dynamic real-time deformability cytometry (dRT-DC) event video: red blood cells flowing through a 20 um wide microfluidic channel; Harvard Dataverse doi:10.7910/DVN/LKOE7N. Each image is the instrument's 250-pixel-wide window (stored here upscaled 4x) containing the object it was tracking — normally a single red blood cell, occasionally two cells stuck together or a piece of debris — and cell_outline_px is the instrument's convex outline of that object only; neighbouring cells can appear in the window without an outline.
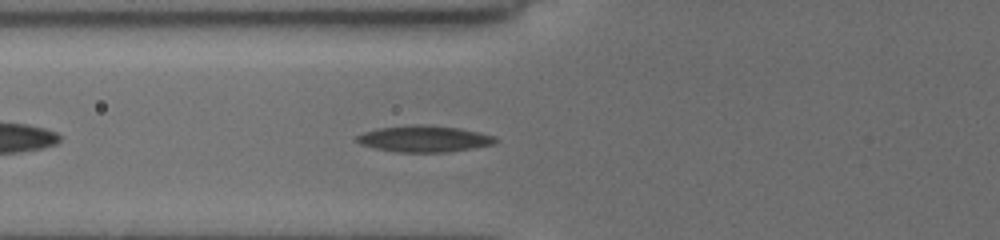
{"species": "common noctule bat (a hibernating species)", "species_latin": "Nyctalus noctula", "temperature_condition": "cold", "stored_images_in_passage": 34, "camera_frame_rate_fps": 3000, "um_per_image_px": 0.085, "animal": {"sex": "female", "body_mass_g": 19.5, "forearm_length_mm": 54.1}, "frame": {"image": 1, "passage_image": 6, "time_ms": 1.667, "image_size_px": [1000, 240], "cell_outline_px": [[500, 140], [492, 144], [448, 152], [396, 152], [372, 148], [360, 144], [356, 140], [356, 136], [364, 132], [380, 128], [412, 124], [428, 124], [456, 128], [496, 136]], "centroid_in_image_um": [36.02, 11.8], "position_along_channel_um": 89.8, "area_um2": 21.27}}
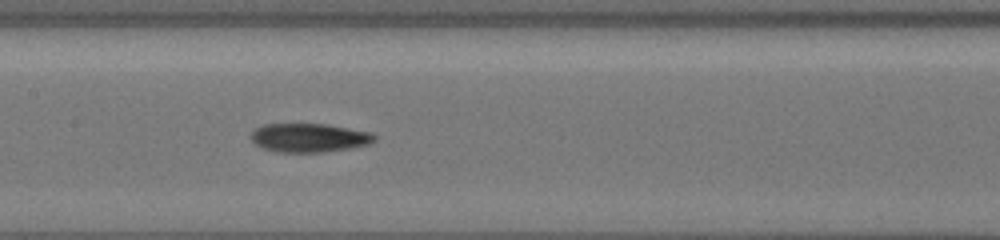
{"frame": {"image": 2, "passage_image": 13, "time_ms": 4.0, "image_size_px": [1000, 240], "cell_outline_px": [[376, 140], [368, 144], [352, 148], [324, 152], [280, 152], [264, 148], [256, 144], [252, 140], [252, 132], [256, 128], [264, 124], [324, 124], [368, 132], [376, 136]], "centroid_in_image_um": [26.28, 11.71], "position_along_channel_um": 181.1, "area_um2": 20.4}}
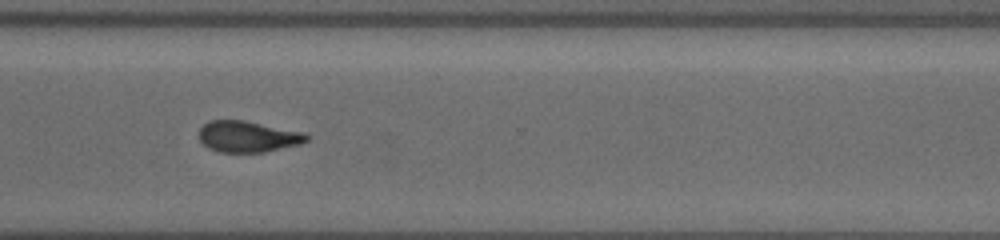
{"frame": {"image": 3, "passage_image": 26, "time_ms": 8.333, "image_size_px": [1000, 240], "cell_outline_px": [[308, 140], [300, 144], [264, 152], [220, 152], [208, 148], [200, 140], [200, 128], [208, 120], [244, 120], [304, 132], [308, 136]], "centroid_in_image_um": [21.06, 11.6], "position_along_channel_um": 349.5, "area_um2": 19.48}, "authors_computed_cell_mechanics": {"area_um2": 20.3167, "velocity_mm_per_s": 3.8979, "shape_relaxation_time_tau1_ms": 7.1877, "shape_relaxation_time_tau2_ms": 4.6893, "deformation_change_tau1": 0.1734, "deformation_change_tau2": 0.13}}